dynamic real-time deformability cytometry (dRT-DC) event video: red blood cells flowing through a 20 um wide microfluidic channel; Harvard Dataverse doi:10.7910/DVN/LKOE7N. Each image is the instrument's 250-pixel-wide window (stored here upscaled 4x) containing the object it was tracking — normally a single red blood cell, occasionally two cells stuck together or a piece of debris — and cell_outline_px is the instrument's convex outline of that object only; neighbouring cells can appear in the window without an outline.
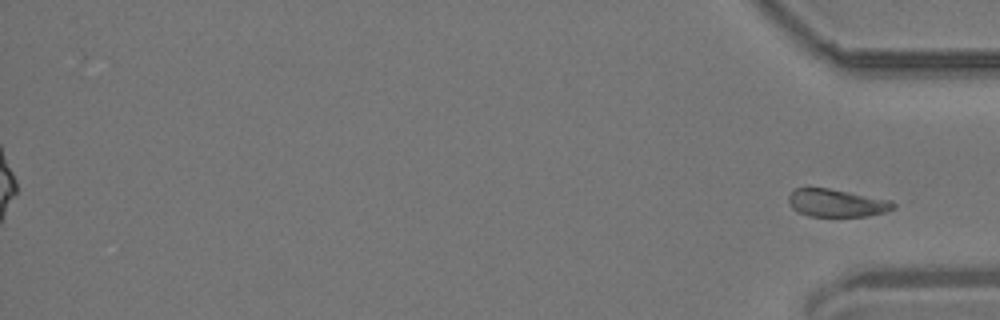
{"species": "common noctule bat (a hibernating species)", "species_latin": "Nyctalus noctula", "temperature_condition": "room temperature", "stored_images_in_passage": 41, "segment_of_instrument_passage": [2, 2], "camera_frame_rate_fps": 3000, "um_per_image_px": 0.085, "animal": {"sex": "male", "body_mass_g": 19.2, "forearm_length_mm": 51.8}, "frame": {"image": 1, "passage_image": 41, "time_ms": 13.333, "image_size_px": [1000, 320], "cell_outline_px": [[896, 208], [888, 212], [868, 216], [808, 216], [796, 212], [792, 208], [788, 200], [788, 196], [796, 188], [808, 184], [892, 200], [896, 204]], "centroid_in_image_um": [71.1, 17.22], "position_along_channel_um": 364.1, "area_um2": 17.63}}